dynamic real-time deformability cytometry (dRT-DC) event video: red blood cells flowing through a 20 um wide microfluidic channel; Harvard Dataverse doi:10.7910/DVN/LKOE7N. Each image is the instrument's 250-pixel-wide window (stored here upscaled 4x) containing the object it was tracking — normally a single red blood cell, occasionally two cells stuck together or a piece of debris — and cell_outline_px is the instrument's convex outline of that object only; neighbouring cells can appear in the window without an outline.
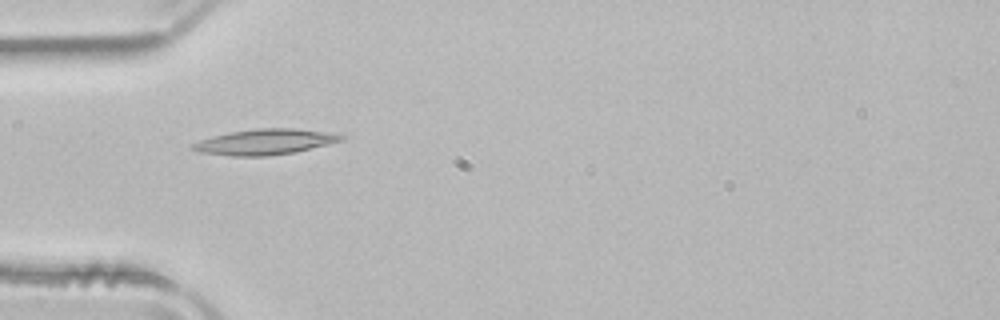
{"species": "common noctule bat (a hibernating species)", "species_latin": "Nyctalus noctula", "temperature_condition": "room temperature", "stored_images_in_passage": 52, "camera_frame_rate_fps": 3000, "um_per_image_px": 0.085, "animal": {"sex": "male", "body_mass_g": 21.5, "forearm_length_mm": 52.0}, "frame": {"image": 1, "passage_image": 16, "time_ms": 5.0, "image_size_px": [1000, 320], "cell_outline_px": [[348, 136], [344, 140], [296, 152], [268, 156], [232, 156], [200, 152], [188, 148], [188, 144], [212, 136], [232, 132], [260, 128], [296, 128], [336, 132]], "centroid_in_image_um": [22.58, 12.05], "position_along_channel_um": 62.4, "area_um2": 22.54}}
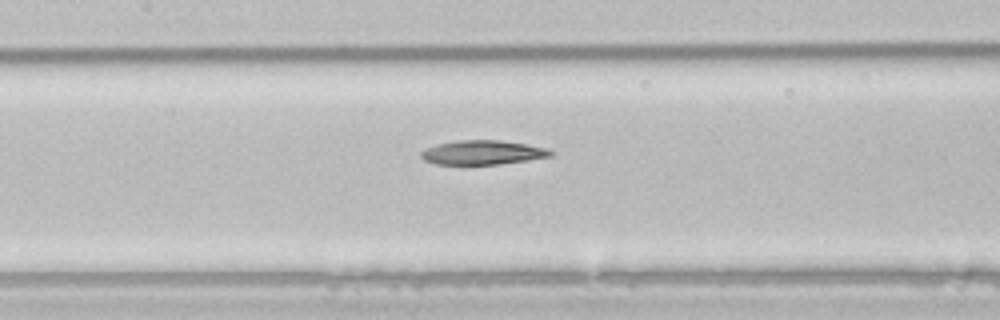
{"frame": {"image": 2, "passage_image": 24, "time_ms": 7.667, "image_size_px": [1000, 320], "cell_outline_px": [[556, 152], [552, 156], [528, 160], [500, 164], [436, 164], [424, 160], [420, 156], [420, 152], [436, 144], [456, 140], [500, 140], [548, 148]], "centroid_in_image_um": [41.05, 12.96], "position_along_channel_um": 166.4, "area_um2": 18.32}}
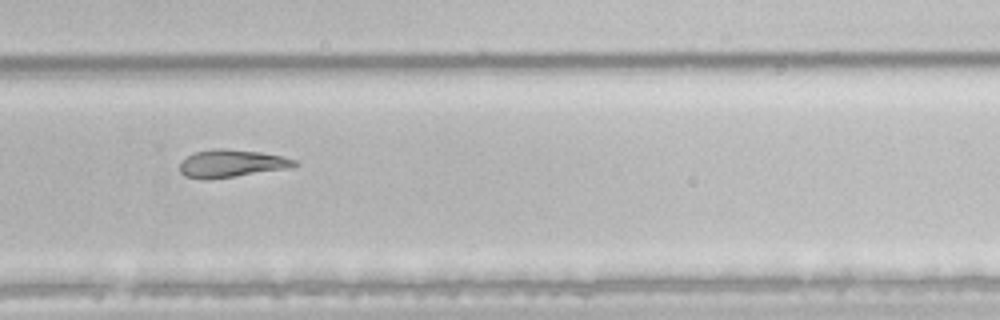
{"frame": {"image": 3, "passage_image": 35, "time_ms": 11.333, "image_size_px": [1000, 320], "cell_outline_px": [[300, 164], [292, 168], [212, 180], [200, 180], [184, 176], [180, 172], [180, 160], [192, 152], [212, 148], [224, 148], [260, 152], [280, 156], [296, 160]], "centroid_in_image_um": [19.64, 13.91], "position_along_channel_um": 310.2, "area_um2": 19.13}}